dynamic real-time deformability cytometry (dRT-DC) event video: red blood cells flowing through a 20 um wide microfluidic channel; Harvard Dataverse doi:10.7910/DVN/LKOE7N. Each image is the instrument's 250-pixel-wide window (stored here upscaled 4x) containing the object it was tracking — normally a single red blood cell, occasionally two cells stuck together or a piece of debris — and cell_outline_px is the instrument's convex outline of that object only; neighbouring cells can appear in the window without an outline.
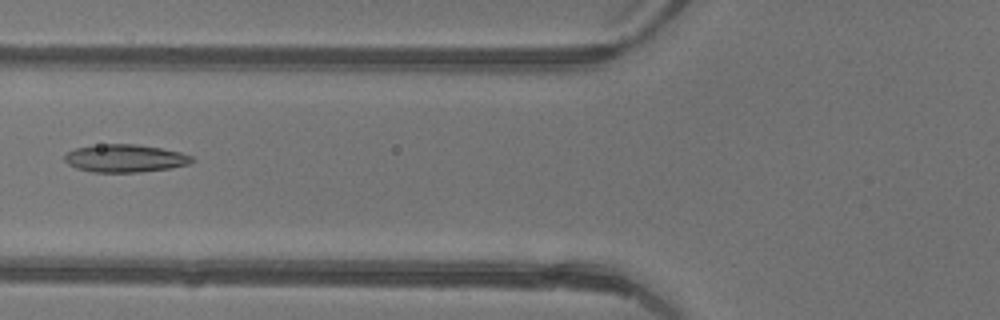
{"species": "common noctule bat (a hibernating species)", "species_latin": "Nyctalus noctula", "temperature_condition": "warm", "stored_images_in_passage": 3, "camera_frame_rate_fps": 3000, "um_per_image_px": 0.085, "animal": {"sex": "female"}, "frame": {"image": 1, "passage_image": 3, "time_ms": 0.667, "image_size_px": [1000, 320], "cell_outline_px": [[196, 160], [188, 164], [172, 168], [136, 172], [92, 172], [76, 168], [68, 164], [64, 160], [64, 156], [68, 152], [76, 148], [104, 144], [136, 144], [160, 148], [180, 152], [192, 156]], "centroid_in_image_um": [10.64, 13.46], "position_along_channel_um": 115.2, "area_um2": 20.52}}